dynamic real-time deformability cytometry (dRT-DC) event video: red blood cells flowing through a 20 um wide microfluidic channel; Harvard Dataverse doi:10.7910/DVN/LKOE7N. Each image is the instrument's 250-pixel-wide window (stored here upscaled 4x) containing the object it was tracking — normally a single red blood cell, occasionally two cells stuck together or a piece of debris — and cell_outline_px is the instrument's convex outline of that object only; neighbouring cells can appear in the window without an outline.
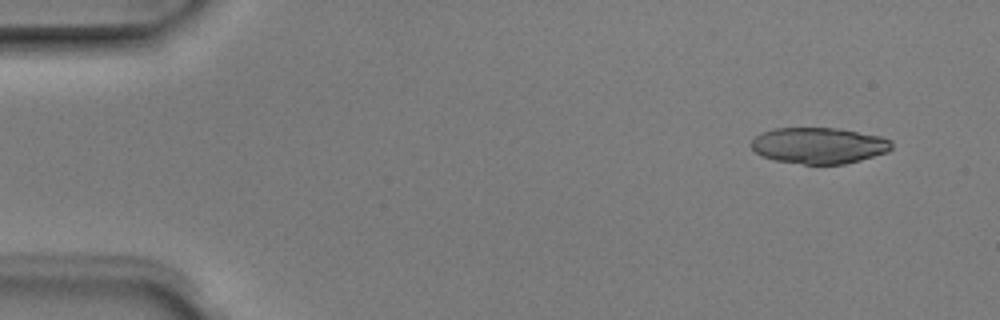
{"species": "Egyptian fruit bat (a non-hibernating species)", "species_latin": "Rousettus aegyptiacus", "temperature_condition": "room temperature", "stored_images_in_passage": 4, "camera_frame_rate_fps": 3000, "um_per_image_px": 0.085, "animal": {"sex": "male"}, "frame": {"image": 1, "passage_image": 1, "time_ms": 0.0, "image_size_px": [1000, 320], "cell_outline_px": [[892, 148], [888, 152], [860, 160], [844, 164], [804, 164], [776, 160], [760, 156], [752, 148], [752, 140], [760, 132], [776, 128], [840, 128], [880, 136], [892, 140]], "centroid_in_image_um": [69.62, 12.36], "position_along_channel_um": 15.4, "area_um2": 29.65}}